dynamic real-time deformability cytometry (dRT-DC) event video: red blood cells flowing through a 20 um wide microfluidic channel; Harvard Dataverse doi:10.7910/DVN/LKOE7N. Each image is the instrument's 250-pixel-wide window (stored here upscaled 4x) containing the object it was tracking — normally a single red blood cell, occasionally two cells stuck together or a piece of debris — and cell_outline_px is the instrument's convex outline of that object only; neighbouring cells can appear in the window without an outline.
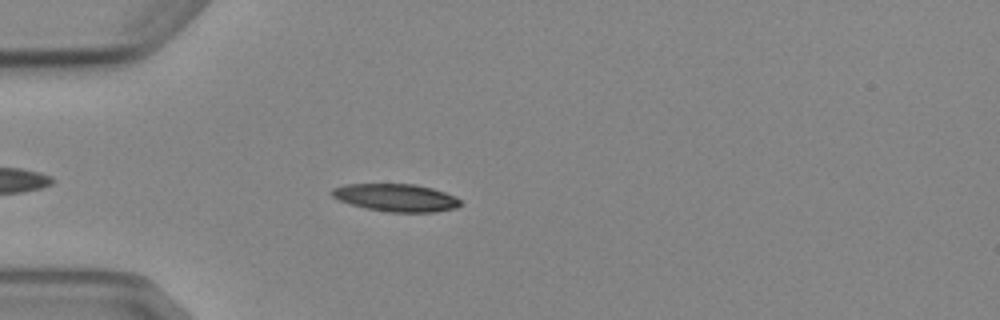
{"species": "Egyptian fruit bat (a non-hibernating species)", "species_latin": "Rousettus aegyptiacus", "temperature_condition": "cold", "stored_images_in_passage": 5, "camera_frame_rate_fps": 3000, "um_per_image_px": 0.085, "animal": {"sex": "female"}, "frame": {"image": 1, "passage_image": 4, "time_ms": 4.333, "image_size_px": [1000, 320], "cell_outline_px": [[464, 204], [456, 208], [432, 212], [392, 212], [368, 208], [352, 204], [340, 200], [332, 196], [332, 188], [344, 184], [416, 184], [432, 188], [456, 196]], "centroid_in_image_um": [33.71, 16.79], "position_along_channel_um": 51.3, "area_um2": 20.58}}